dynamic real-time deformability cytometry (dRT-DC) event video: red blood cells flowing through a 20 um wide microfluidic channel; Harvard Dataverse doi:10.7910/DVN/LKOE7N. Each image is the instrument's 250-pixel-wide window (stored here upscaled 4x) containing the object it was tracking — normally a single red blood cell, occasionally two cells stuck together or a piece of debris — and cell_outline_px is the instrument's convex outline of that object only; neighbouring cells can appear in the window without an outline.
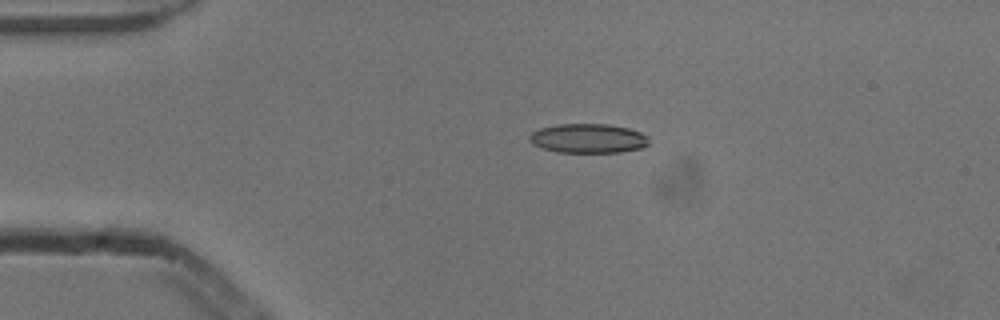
{"species": "common noctule bat (a hibernating species)", "species_latin": "Nyctalus noctula", "temperature_condition": "cold", "stored_images_in_passage": 4, "camera_frame_rate_fps": 3000, "um_per_image_px": 0.085, "animal": {"sex": "male", "body_mass_g": 13.3}, "frame": {"image": 1, "passage_image": 3, "time_ms": 0.667, "image_size_px": [1000, 320], "cell_outline_px": [[648, 144], [644, 148], [620, 152], [556, 152], [532, 144], [528, 140], [528, 136], [532, 132], [540, 128], [560, 124], [608, 124], [628, 128], [640, 132], [648, 136]], "centroid_in_image_um": [50.0, 11.76], "position_along_channel_um": 35.0, "area_um2": 20.46}}